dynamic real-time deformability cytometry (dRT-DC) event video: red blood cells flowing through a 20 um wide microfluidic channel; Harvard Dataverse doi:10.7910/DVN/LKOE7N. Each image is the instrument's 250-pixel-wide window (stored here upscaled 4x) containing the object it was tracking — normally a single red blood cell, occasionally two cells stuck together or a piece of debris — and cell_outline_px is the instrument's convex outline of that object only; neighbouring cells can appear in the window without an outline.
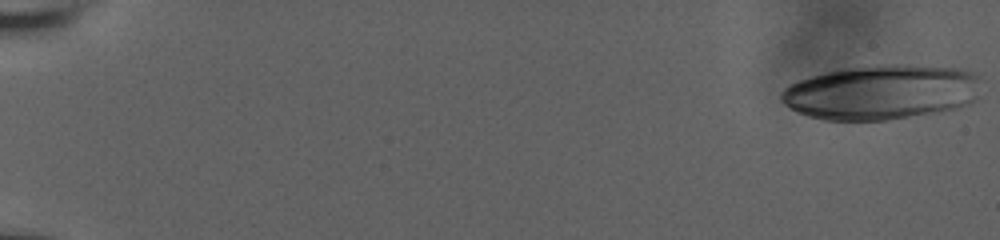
{"species": "human", "species_latin": "Homo sapiens", "temperature_condition": "room temperature", "stored_images_in_passage": 19, "camera_frame_rate_fps": 3000, "um_per_image_px": 0.085, "donor": {"sex": "male"}, "frame": {"image": 1, "passage_image": 1, "time_ms": 0.0, "image_size_px": [1000, 240], "cell_outline_px": [[980, 76], [976, 96], [968, 104], [960, 108], [940, 112], [888, 120], [824, 120], [808, 116], [784, 104], [780, 100], [780, 92], [788, 84], [824, 72], [840, 68], [872, 64], [908, 64], [956, 68], [972, 72]], "centroid_in_image_um": [74.91, 7.82], "position_along_channel_um": 10.1, "area_um2": 64.39}}
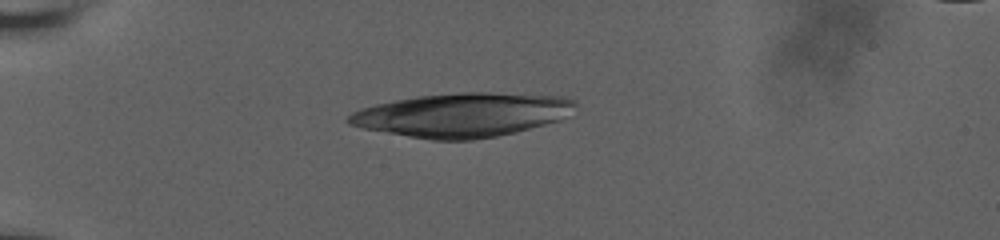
{"frame": {"image": 2, "passage_image": 13, "time_ms": 5.333, "image_size_px": [1000, 240], "cell_outline_px": [[576, 104], [572, 116], [560, 120], [516, 132], [496, 136], [472, 140], [432, 140], [408, 136], [364, 128], [348, 124], [344, 120], [352, 112], [360, 108], [376, 104], [416, 96], [460, 92], [488, 92], [564, 96], [576, 100]], "centroid_in_image_um": [39.35, 9.76], "position_along_channel_um": 45.6, "area_um2": 58.38}}
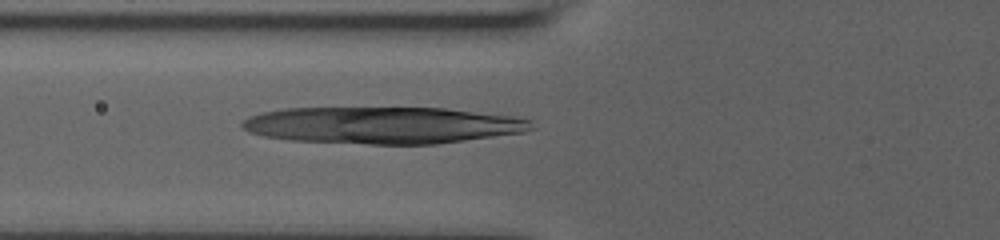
{"frame": {"image": 3, "passage_image": 19, "time_ms": 7.667, "image_size_px": [1000, 240], "cell_outline_px": [[536, 128], [524, 132], [436, 144], [368, 144], [288, 140], [264, 136], [248, 132], [240, 124], [248, 116], [260, 112], [284, 108], [444, 108], [512, 116], [532, 120]], "centroid_in_image_um": [32.52, 10.64], "position_along_channel_um": 93.3, "area_um2": 62.25}}